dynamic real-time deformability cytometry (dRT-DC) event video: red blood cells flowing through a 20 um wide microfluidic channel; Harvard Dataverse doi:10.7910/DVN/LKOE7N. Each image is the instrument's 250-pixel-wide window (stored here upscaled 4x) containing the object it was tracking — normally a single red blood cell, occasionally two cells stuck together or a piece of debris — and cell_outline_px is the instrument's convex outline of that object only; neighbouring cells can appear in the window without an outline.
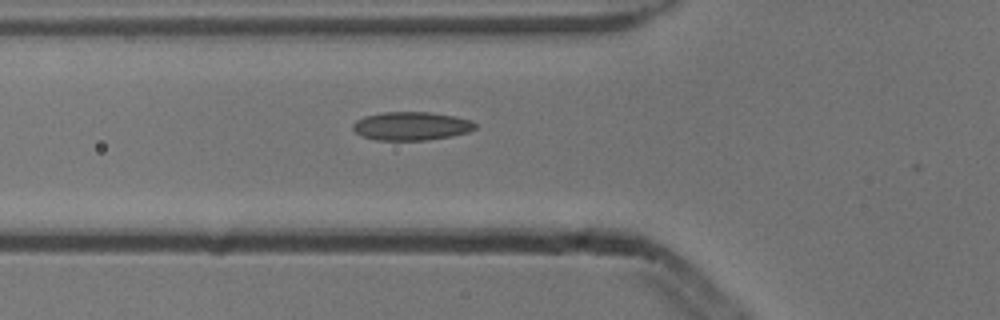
{"species": "common noctule bat (a hibernating species)", "species_latin": "Nyctalus noctula", "temperature_condition": "cold", "stored_images_in_passage": 6, "camera_frame_rate_fps": 3000, "um_per_image_px": 0.085, "animal": {"sex": "male", "body_mass_g": 13.3}, "frame": {"image": 1, "passage_image": 2, "time_ms": 0.333, "image_size_px": [1000, 320], "cell_outline_px": [[476, 128], [468, 132], [452, 136], [428, 140], [376, 140], [360, 136], [352, 128], [352, 124], [356, 120], [364, 116], [384, 112], [432, 112], [456, 116], [472, 120], [476, 124]], "centroid_in_image_um": [34.97, 10.71], "position_along_channel_um": 90.8, "area_um2": 20.52}}
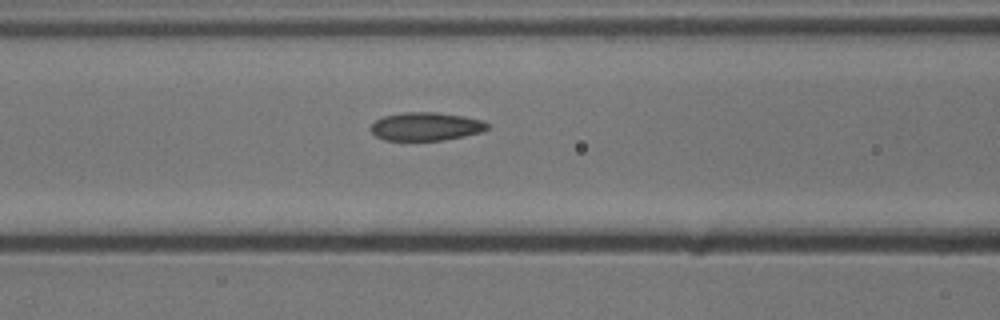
{"frame": {"image": 2, "passage_image": 5, "time_ms": 1.333, "image_size_px": [1000, 320], "cell_outline_px": [[488, 128], [480, 132], [464, 136], [444, 140], [384, 140], [376, 136], [368, 128], [376, 120], [384, 116], [404, 112], [436, 112], [464, 116], [484, 120], [488, 124]], "centroid_in_image_um": [36.19, 10.74], "position_along_channel_um": 130.4, "area_um2": 19.25}}